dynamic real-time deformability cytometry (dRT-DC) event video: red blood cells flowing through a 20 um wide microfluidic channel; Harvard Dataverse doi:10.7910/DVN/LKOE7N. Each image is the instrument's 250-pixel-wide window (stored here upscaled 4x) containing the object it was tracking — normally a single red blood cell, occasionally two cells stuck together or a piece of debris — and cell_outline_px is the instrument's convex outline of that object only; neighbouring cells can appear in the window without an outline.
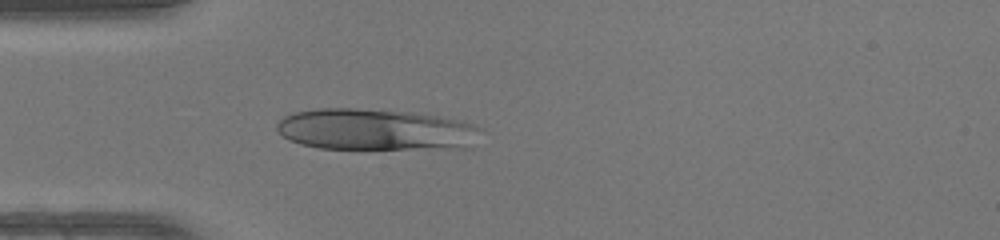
{"species": "human", "species_latin": "Homo sapiens", "temperature_condition": "warm", "stored_images_in_passage": 35, "camera_frame_rate_fps": 3000, "um_per_image_px": 0.085, "donor": {"sex": "female"}, "frame": {"image": 1, "passage_image": 1, "time_ms": 0.0, "image_size_px": [1000, 240], "cell_outline_px": [[484, 128], [472, 148], [320, 148], [300, 144], [276, 132], [276, 124], [284, 116], [296, 112], [316, 108], [356, 108], [412, 112], [460, 120]], "centroid_in_image_um": [31.96, 11.01], "position_along_channel_um": 53.0, "area_um2": 49.36}}
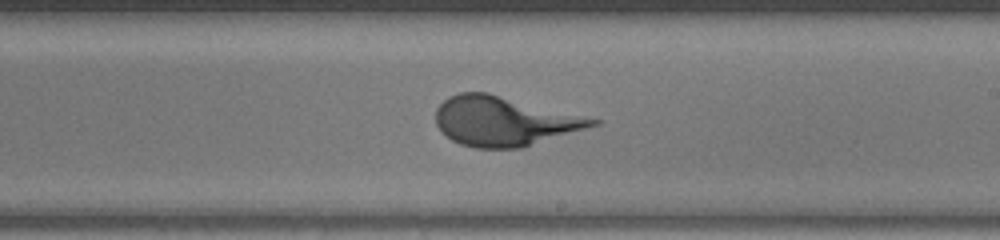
{"frame": {"image": 2, "passage_image": 15, "time_ms": 4.667, "image_size_px": [1000, 240], "cell_outline_px": [[600, 124], [520, 148], [476, 148], [460, 144], [452, 140], [440, 132], [436, 124], [436, 108], [448, 96], [460, 92], [488, 92], [600, 120]], "centroid_in_image_um": [42.79, 10.29], "position_along_channel_um": 246.2, "area_um2": 44.85}}
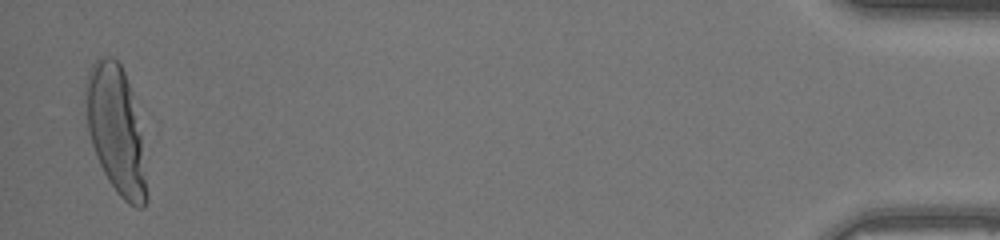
{"frame": {"image": 3, "passage_image": 34, "time_ms": 11.0, "image_size_px": [1000, 240], "cell_outline_px": [[148, 200], [144, 208], [136, 208], [128, 204], [116, 192], [108, 180], [96, 156], [88, 132], [84, 100], [84, 84], [88, 68], [100, 56], [112, 56], [120, 64], [124, 72], [132, 92], [140, 132], [148, 192]], "centroid_in_image_um": [9.83, 11.04], "position_along_channel_um": 425.4, "area_um2": 45.55}}